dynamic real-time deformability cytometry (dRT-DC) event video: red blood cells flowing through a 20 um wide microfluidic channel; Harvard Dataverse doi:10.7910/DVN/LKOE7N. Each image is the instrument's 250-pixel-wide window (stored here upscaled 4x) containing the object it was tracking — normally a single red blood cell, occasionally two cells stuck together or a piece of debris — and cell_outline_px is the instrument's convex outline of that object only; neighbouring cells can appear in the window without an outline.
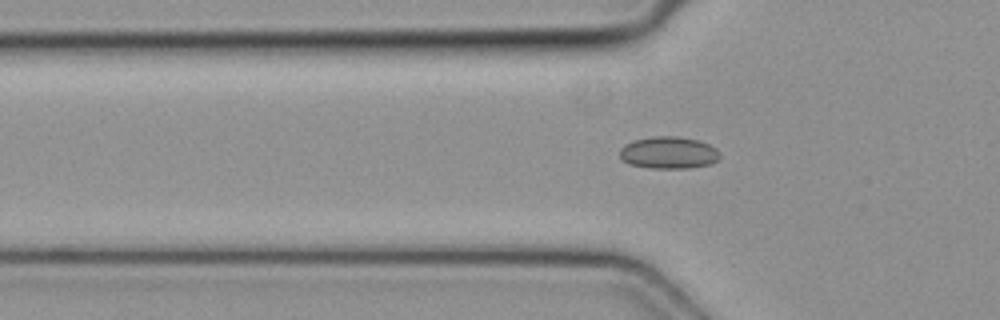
{"species": "common noctule bat (a hibernating species)", "species_latin": "Nyctalus noctula", "temperature_condition": "cold", "stored_images_in_passage": 7, "camera_frame_rate_fps": 3000, "um_per_image_px": 0.085, "animal": {"sex": "female", "body_mass_g": 19.3, "forearm_length_mm": 54.1}, "frame": {"image": 1, "passage_image": 7, "time_ms": 2.0, "image_size_px": [1000, 320], "cell_outline_px": [[720, 156], [716, 160], [708, 164], [688, 168], [652, 168], [628, 164], [620, 160], [620, 148], [624, 144], [632, 140], [652, 136], [676, 136], [696, 140], [708, 144], [716, 148], [720, 152]], "centroid_in_image_um": [56.78, 12.97], "position_along_channel_um": 69.0, "area_um2": 18.79}}